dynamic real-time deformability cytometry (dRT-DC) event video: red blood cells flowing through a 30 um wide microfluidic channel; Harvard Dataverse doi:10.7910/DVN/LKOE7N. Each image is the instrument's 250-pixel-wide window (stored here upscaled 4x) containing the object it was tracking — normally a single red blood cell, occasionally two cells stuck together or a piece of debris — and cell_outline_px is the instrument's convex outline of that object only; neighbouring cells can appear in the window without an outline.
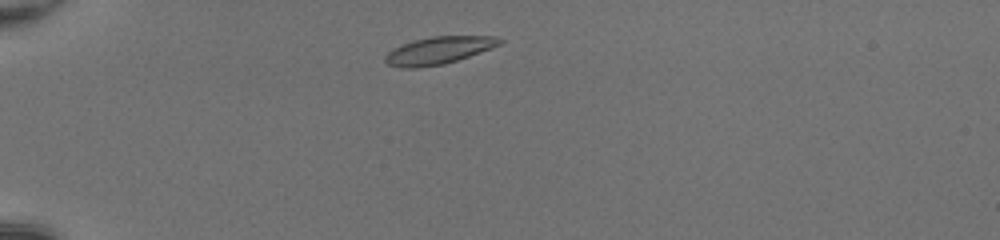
{"species": "common noctule bat (a hibernating species)", "species_latin": "Nyctalus noctula", "temperature_condition": "room temperature", "stored_images_in_passage": 39, "camera_frame_rate_fps": 3000, "um_per_image_px": 0.085, "animal": {"sex": "female", "body_mass_g": 20.0, "forearm_length_mm": 54.0}, "frame": {"image": 1, "passage_image": 3, "time_ms": 0.667, "image_size_px": [1000, 240], "cell_outline_px": [[504, 40], [500, 44], [492, 48], [444, 64], [416, 68], [404, 68], [388, 64], [384, 60], [384, 56], [392, 48], [416, 40], [432, 36], [496, 36]], "centroid_in_image_um": [37.28, 4.28], "position_along_channel_um": 47.7, "area_um2": 18.09}}
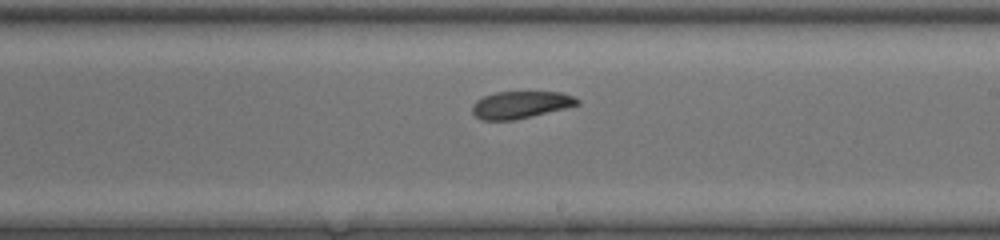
{"frame": {"image": 2, "passage_image": 20, "time_ms": 6.333, "image_size_px": [1000, 240], "cell_outline_px": [[580, 104], [564, 108], [512, 120], [480, 120], [472, 112], [472, 104], [476, 100], [484, 96], [496, 92], [564, 92], [580, 100]], "centroid_in_image_um": [44.22, 8.89], "position_along_channel_um": 244.8, "area_um2": 16.47}}
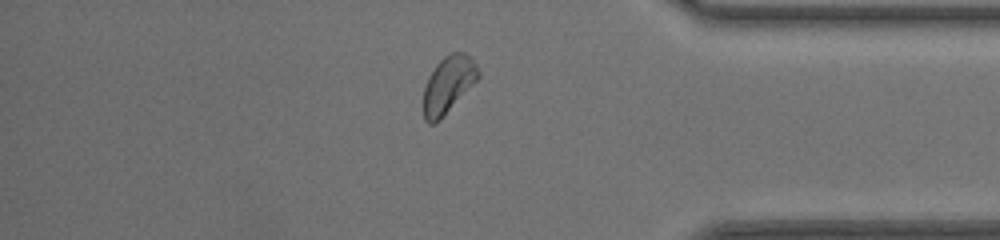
{"frame": {"image": 3, "passage_image": 32, "time_ms": 10.333, "image_size_px": [1000, 240], "cell_outline_px": [[480, 76], [444, 116], [436, 124], [428, 124], [424, 120], [424, 88], [428, 76], [436, 64], [444, 56], [452, 52], [464, 52], [476, 64], [480, 72]], "centroid_in_image_um": [38.08, 7.2], "position_along_channel_um": 397.1, "area_um2": 18.09}, "authors_computed_cell_mechanics": {"area_um2": 17.918, "velocity_mm_per_s": 4.1865, "shape_relaxation_time_tau1_ms": 7.1659, "shape_relaxation_time_tau2_ms": 5.0163, "deformation_change_tau1": 0.1198, "deformation_change_tau2": 0.1395}}